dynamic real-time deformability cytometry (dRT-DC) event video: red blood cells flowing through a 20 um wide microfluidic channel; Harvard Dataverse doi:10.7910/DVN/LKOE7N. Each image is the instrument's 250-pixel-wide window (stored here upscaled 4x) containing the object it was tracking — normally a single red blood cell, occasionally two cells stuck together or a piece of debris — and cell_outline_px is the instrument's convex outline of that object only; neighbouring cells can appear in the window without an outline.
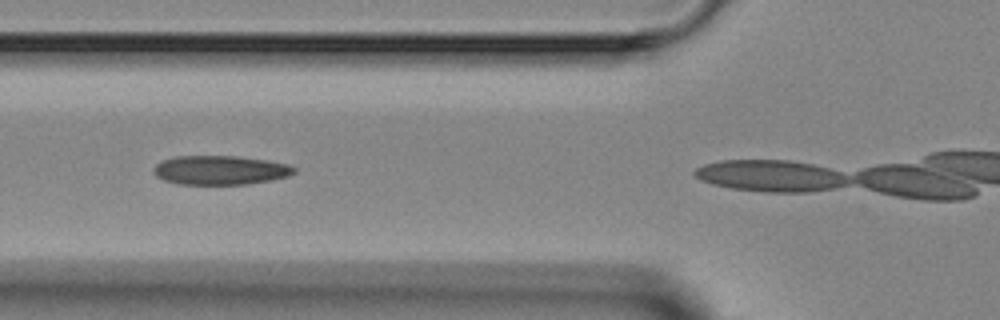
{"species": "Egyptian fruit bat (a non-hibernating species)", "species_latin": "Rousettus aegyptiacus", "temperature_condition": "room temperature", "stored_images_in_passage": 4, "camera_frame_rate_fps": 3000, "um_per_image_px": 0.085, "animal": {"sex": "female"}, "frame": {"image": 1, "passage_image": 2, "time_ms": 1.0, "image_size_px": [1000, 320], "cell_outline_px": [[296, 172], [288, 176], [272, 180], [248, 184], [176, 184], [164, 180], [156, 176], [152, 172], [152, 168], [160, 160], [176, 156], [236, 156], [268, 160], [288, 164], [296, 168]], "centroid_in_image_um": [18.7, 14.46], "position_along_channel_um": 107.1, "area_um2": 24.1}}